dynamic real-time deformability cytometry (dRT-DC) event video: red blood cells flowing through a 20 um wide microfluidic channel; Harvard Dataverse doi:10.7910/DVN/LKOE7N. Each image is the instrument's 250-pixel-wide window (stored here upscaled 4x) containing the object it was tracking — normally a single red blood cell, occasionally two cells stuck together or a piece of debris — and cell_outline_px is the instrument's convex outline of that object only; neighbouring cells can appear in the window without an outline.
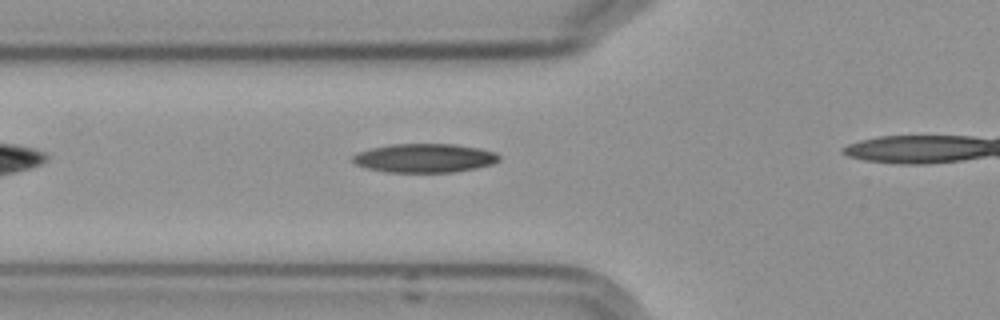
{"species": "Egyptian fruit bat (a non-hibernating species)", "species_latin": "Rousettus aegyptiacus", "temperature_condition": "cold", "stored_images_in_passage": 31, "camera_frame_rate_fps": 3000, "um_per_image_px": 0.085, "frame": {"image": 1, "passage_image": 5, "time_ms": 1.333, "image_size_px": [1000, 320], "cell_outline_px": [[500, 160], [492, 164], [476, 168], [456, 172], [388, 172], [368, 168], [356, 164], [352, 160], [352, 156], [360, 152], [372, 148], [392, 144], [452, 144], [476, 148], [496, 152], [500, 156]], "centroid_in_image_um": [36.12, 13.44], "position_along_channel_um": 89.7, "area_um2": 24.39}}
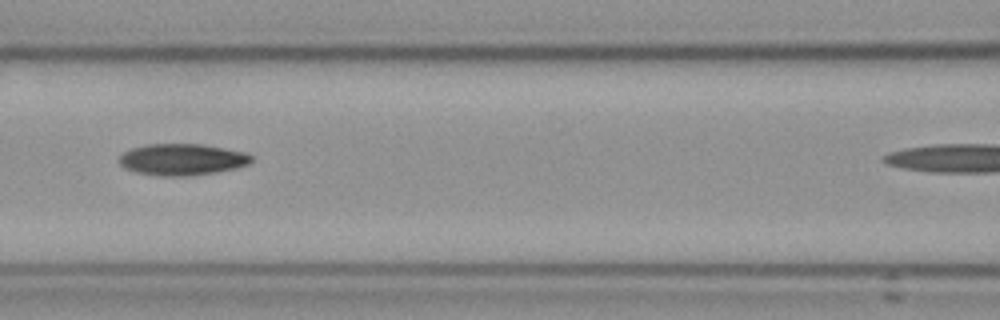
{"frame": {"image": 2, "passage_image": 10, "time_ms": 3.0, "image_size_px": [1000, 320], "cell_outline_px": [[252, 160], [248, 164], [236, 168], [212, 172], [184, 176], [160, 176], [136, 172], [124, 168], [120, 164], [120, 156], [124, 152], [132, 148], [148, 144], [200, 144], [244, 152], [252, 156]], "centroid_in_image_um": [15.45, 13.55], "position_along_channel_um": 151.1, "area_um2": 23.93}}
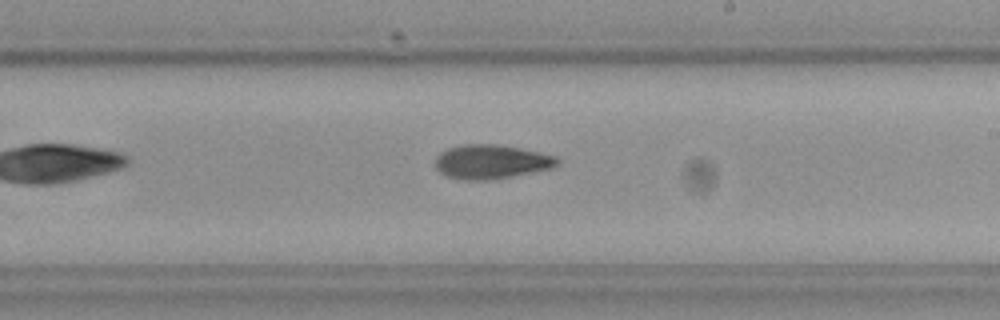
{"frame": {"image": 3, "passage_image": 18, "time_ms": 5.667, "image_size_px": [1000, 320], "cell_outline_px": [[560, 160], [556, 164], [548, 168], [488, 180], [464, 180], [448, 176], [440, 172], [436, 168], [436, 156], [440, 152], [448, 148], [464, 144], [496, 144], [556, 156]], "centroid_in_image_um": [41.67, 13.74], "position_along_channel_um": 247.3, "area_um2": 23.58}}